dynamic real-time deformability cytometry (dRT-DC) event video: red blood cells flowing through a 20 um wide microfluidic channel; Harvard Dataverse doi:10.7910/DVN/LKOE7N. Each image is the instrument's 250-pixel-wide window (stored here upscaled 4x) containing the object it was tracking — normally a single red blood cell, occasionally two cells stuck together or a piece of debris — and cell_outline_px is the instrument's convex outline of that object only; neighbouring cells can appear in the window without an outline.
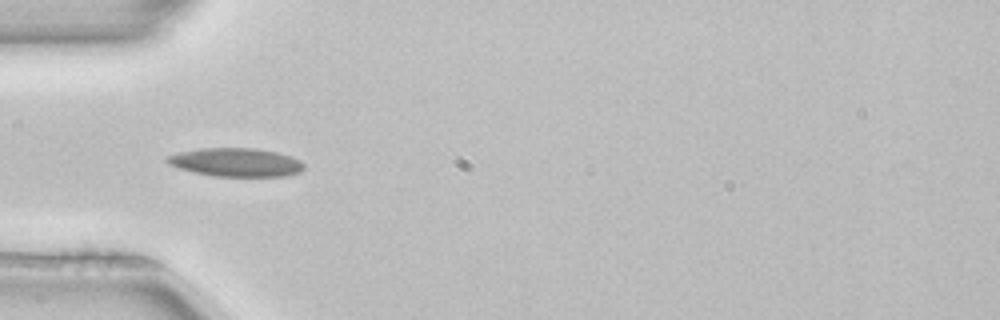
{"species": "common noctule bat (a hibernating species)", "species_latin": "Nyctalus noctula", "temperature_condition": "room temperature", "stored_images_in_passage": 39, "camera_frame_rate_fps": 3000, "um_per_image_px": 0.085, "animal": {"sex": "female", "body_mass_g": 22.7, "forearm_length_mm": 54.2}, "frame": {"image": 1, "passage_image": 6, "time_ms": 1.667, "image_size_px": [1000, 320], "cell_outline_px": [[304, 168], [300, 172], [284, 176], [212, 176], [192, 172], [168, 164], [164, 160], [164, 156], [180, 152], [200, 148], [256, 148], [276, 152], [292, 156], [300, 160], [304, 164]], "centroid_in_image_um": [20.03, 13.79], "position_along_channel_um": 65.0, "area_um2": 22.89}, "authors_computed_cell_mechanics": {"area_um2": 20.808, "velocity_mm_per_s": 3.9662, "shape_relaxation_time_tau1_ms": 6.1874, "shape_relaxation_time_tau2_ms": 11.3249, "deformation_change_tau1": 0.1476, "deformation_change_tau2": 0.1958}}